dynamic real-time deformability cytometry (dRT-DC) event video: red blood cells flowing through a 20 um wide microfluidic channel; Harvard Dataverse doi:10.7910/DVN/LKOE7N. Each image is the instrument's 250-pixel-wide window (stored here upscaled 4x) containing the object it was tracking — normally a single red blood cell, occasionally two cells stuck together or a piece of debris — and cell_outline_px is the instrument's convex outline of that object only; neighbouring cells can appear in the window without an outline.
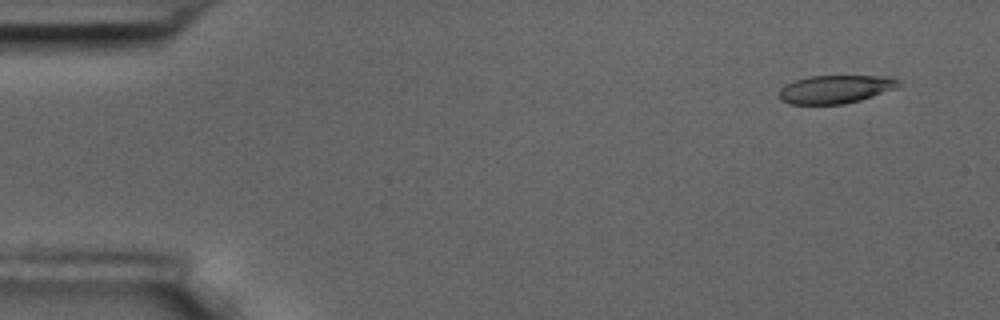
{"species": "common noctule bat (a hibernating species)", "species_latin": "Nyctalus noctula", "temperature_condition": "room temperature", "stored_images_in_passage": 6, "camera_frame_rate_fps": 3000, "um_per_image_px": 0.085, "animal": {"sex": "male", "body_mass_g": 17.5, "forearm_length_mm": 52.3}, "frame": {"image": 1, "passage_image": 1, "time_ms": 0.0, "image_size_px": [1000, 320], "cell_outline_px": [[904, 84], [896, 88], [860, 100], [844, 104], [788, 104], [780, 100], [780, 88], [796, 80], [808, 76], [892, 76], [900, 80]], "centroid_in_image_um": [71.06, 7.58], "position_along_channel_um": 13.9, "area_um2": 19.71}}
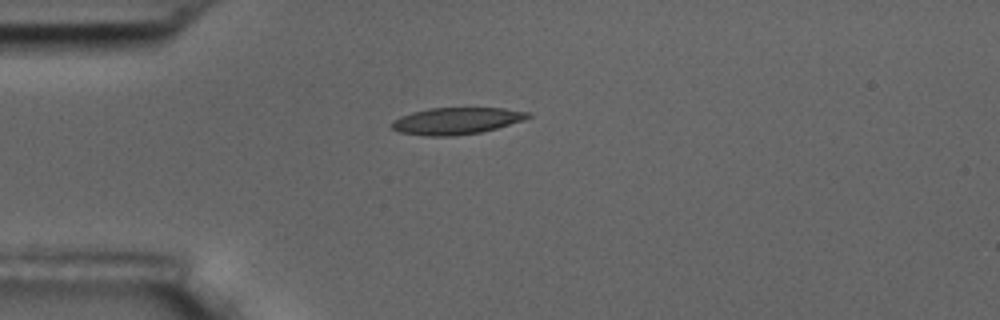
{"frame": {"image": 2, "passage_image": 4, "time_ms": 3.667, "image_size_px": [1000, 320], "cell_outline_px": [[532, 116], [524, 120], [496, 128], [480, 132], [456, 136], [428, 136], [400, 132], [392, 128], [392, 120], [400, 116], [412, 112], [428, 108], [504, 108], [532, 112]], "centroid_in_image_um": [38.82, 10.27], "position_along_channel_um": 46.2, "area_um2": 21.33}}